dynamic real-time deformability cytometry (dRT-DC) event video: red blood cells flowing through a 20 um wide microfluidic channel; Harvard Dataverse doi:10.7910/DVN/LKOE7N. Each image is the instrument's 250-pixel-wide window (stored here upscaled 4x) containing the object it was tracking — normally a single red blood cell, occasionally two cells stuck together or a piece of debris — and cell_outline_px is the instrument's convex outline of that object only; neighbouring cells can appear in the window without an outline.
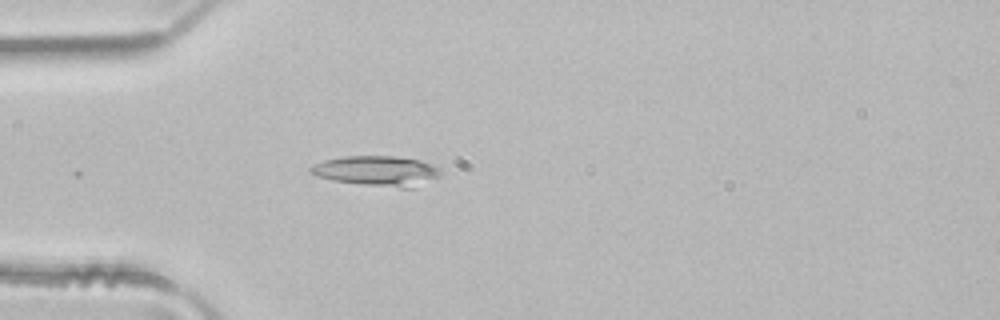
{"species": "common noctule bat (a hibernating species)", "species_latin": "Nyctalus noctula", "temperature_condition": "room temperature", "stored_images_in_passage": 3, "camera_frame_rate_fps": 3000, "um_per_image_px": 0.085, "animal": {"sex": "male", "body_mass_g": 21.5, "forearm_length_mm": 52.0}, "frame": {"image": 1, "passage_image": 3, "time_ms": 0.667, "image_size_px": [1000, 320], "cell_outline_px": [[440, 176], [412, 188], [404, 188], [364, 184], [332, 180], [316, 176], [308, 168], [324, 160], [344, 156], [396, 156], [420, 160], [432, 164], [440, 168]], "centroid_in_image_um": [32.07, 14.52], "position_along_channel_um": 52.9, "area_um2": 22.6}}